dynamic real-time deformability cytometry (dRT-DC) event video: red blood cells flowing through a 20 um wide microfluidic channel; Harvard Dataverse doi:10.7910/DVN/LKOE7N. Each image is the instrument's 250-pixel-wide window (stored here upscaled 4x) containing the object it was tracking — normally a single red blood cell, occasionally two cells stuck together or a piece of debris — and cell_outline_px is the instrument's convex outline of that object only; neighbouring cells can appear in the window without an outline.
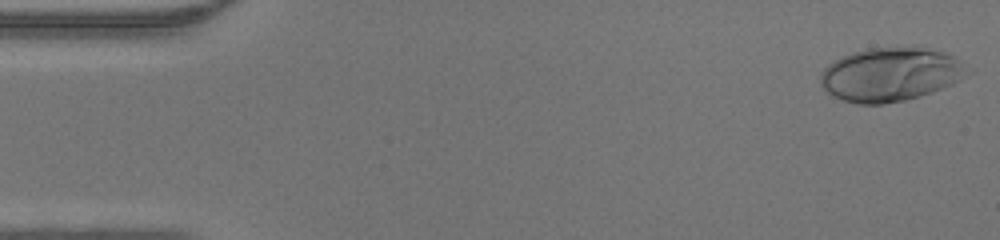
{"species": "human", "species_latin": "Homo sapiens", "temperature_condition": "warm", "stored_images_in_passage": 46, "camera_frame_rate_fps": 3000, "um_per_image_px": 0.085, "donor": {"sex": "male"}, "frame": {"image": 1, "passage_image": 1, "time_ms": 0.0, "image_size_px": [1000, 240], "cell_outline_px": [[964, 76], [960, 80], [952, 84], [932, 92], [904, 100], [884, 104], [856, 104], [832, 96], [820, 84], [820, 72], [828, 64], [852, 52], [868, 48], [916, 44], [944, 52], [952, 56], [956, 60], [964, 72]], "centroid_in_image_um": [75.62, 6.3], "position_along_channel_um": 9.4, "area_um2": 46.01}}
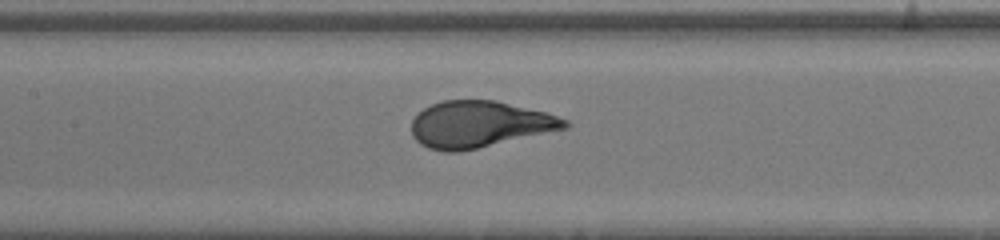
{"frame": {"image": 2, "passage_image": 21, "time_ms": 6.667, "image_size_px": [1000, 240], "cell_outline_px": [[568, 128], [476, 148], [456, 152], [444, 152], [428, 148], [420, 144], [412, 136], [412, 120], [424, 108], [432, 104], [444, 100], [496, 100], [548, 112], [568, 120]], "centroid_in_image_um": [40.75, 10.56], "position_along_channel_um": 166.6, "area_um2": 41.44}}
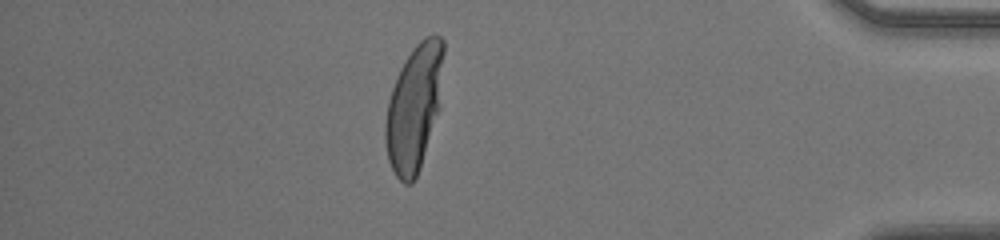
{"frame": {"image": 3, "passage_image": 40, "time_ms": 13.0, "image_size_px": [1000, 240], "cell_outline_px": [[444, 52], [440, 108], [416, 176], [412, 184], [404, 184], [396, 176], [388, 160], [384, 136], [384, 124], [388, 100], [396, 76], [400, 68], [416, 44], [424, 36], [440, 36], [444, 40]], "centroid_in_image_um": [35.2, 9.13], "position_along_channel_um": 400.0, "area_um2": 42.71}}